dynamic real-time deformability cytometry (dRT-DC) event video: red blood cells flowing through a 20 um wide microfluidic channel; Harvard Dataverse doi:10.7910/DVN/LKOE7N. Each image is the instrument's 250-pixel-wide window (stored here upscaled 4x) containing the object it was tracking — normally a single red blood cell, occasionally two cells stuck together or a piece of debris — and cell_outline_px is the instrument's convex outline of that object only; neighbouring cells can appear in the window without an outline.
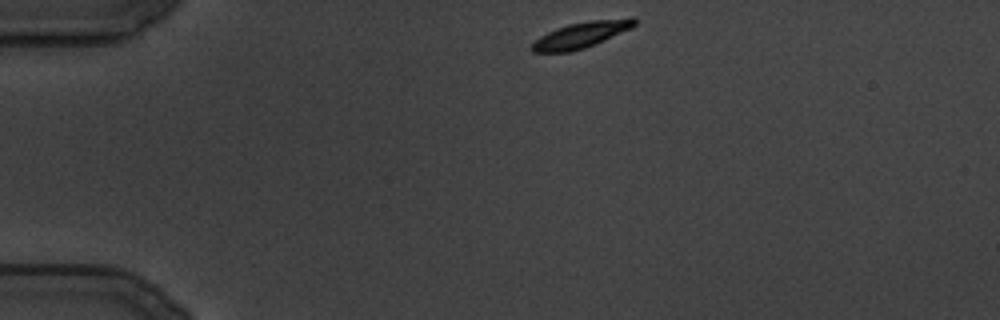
{"species": "common noctule bat (a hibernating species)", "species_latin": "Nyctalus noctula", "temperature_condition": "cold", "stored_images_in_passage": 102, "camera_frame_rate_fps": 3000, "um_per_image_px": 0.085, "animal": {"sex": "male", "body_mass_g": 19.5, "forearm_length_mm": 54.6}, "frame": {"image": 1, "passage_image": 1, "time_ms": 0.0, "image_size_px": [1000, 320], "cell_outline_px": [[636, 24], [632, 28], [604, 40], [584, 48], [568, 52], [532, 52], [528, 48], [540, 36], [556, 28], [568, 24], [588, 20], [632, 16], [636, 20]], "centroid_in_image_um": [49.42, 2.94], "position_along_channel_um": 35.6, "area_um2": 15.72}}
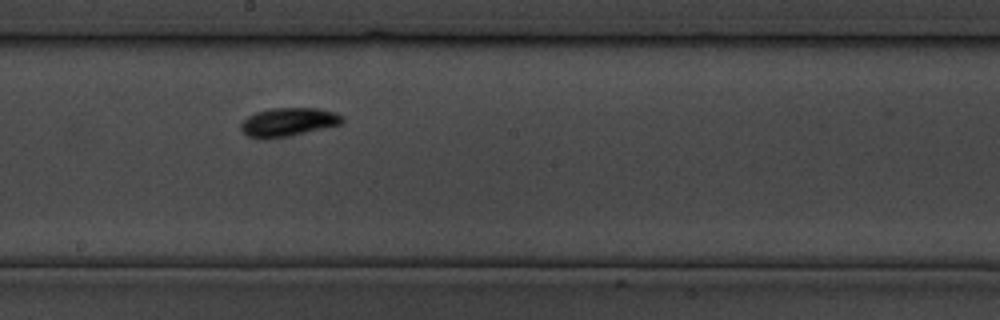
{"frame": {"image": 2, "passage_image": 46, "time_ms": 15.0, "image_size_px": [1000, 320], "cell_outline_px": [[344, 120], [340, 124], [292, 136], [268, 140], [264, 140], [248, 136], [240, 132], [240, 124], [248, 116], [256, 112], [272, 108], [316, 108], [332, 112], [344, 116]], "centroid_in_image_um": [24.45, 10.4], "position_along_channel_um": 223.8, "area_um2": 17.11}}
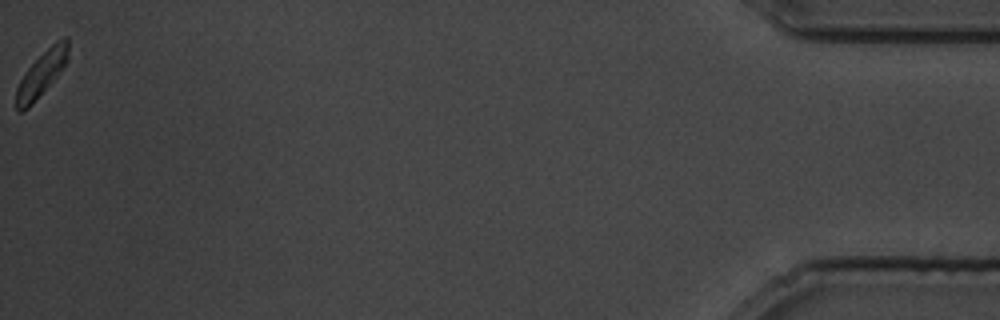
{"frame": {"image": 3, "passage_image": 102, "time_ms": 33.667, "image_size_px": [1000, 320], "cell_outline_px": [[68, 60], [60, 72], [32, 104], [28, 108], [20, 112], [16, 112], [16, 88], [20, 80], [28, 68], [56, 40], [64, 36], [68, 36]], "centroid_in_image_um": [3.54, 6.27], "position_along_channel_um": 431.7, "area_um2": 13.41}}